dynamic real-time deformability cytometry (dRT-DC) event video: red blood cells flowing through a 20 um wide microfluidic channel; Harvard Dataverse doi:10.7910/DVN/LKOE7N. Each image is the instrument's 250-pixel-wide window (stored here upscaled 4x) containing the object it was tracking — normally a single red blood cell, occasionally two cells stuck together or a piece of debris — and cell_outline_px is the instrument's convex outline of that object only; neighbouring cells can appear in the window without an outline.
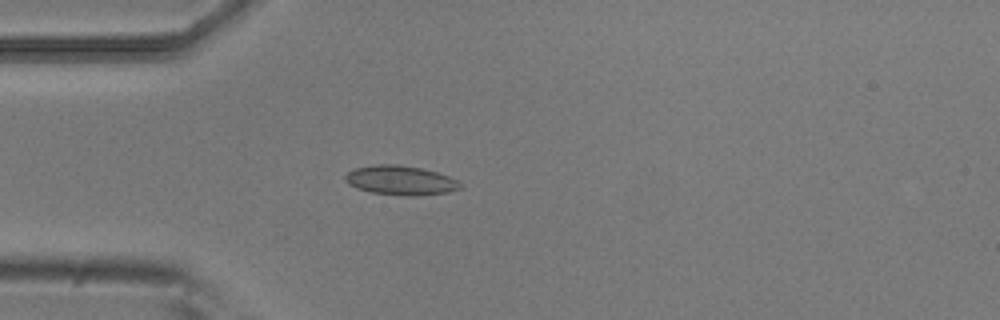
{"species": "common noctule bat (a hibernating species)", "species_latin": "Nyctalus noctula", "temperature_condition": "room temperature", "stored_images_in_passage": 4, "camera_frame_rate_fps": 3000, "um_per_image_px": 0.085, "animal": {"sex": "male", "body_mass_g": 20.5, "forearm_length_mm": 52.5}, "frame": {"image": 1, "passage_image": 4, "time_ms": 1.0, "image_size_px": [1000, 320], "cell_outline_px": [[464, 188], [448, 192], [416, 196], [404, 196], [372, 192], [356, 188], [348, 184], [344, 180], [344, 176], [348, 172], [356, 168], [376, 164], [400, 164], [420, 168], [436, 172], [448, 176], [464, 184]], "centroid_in_image_um": [34.07, 15.33], "position_along_channel_um": 50.9, "area_um2": 19.83}}